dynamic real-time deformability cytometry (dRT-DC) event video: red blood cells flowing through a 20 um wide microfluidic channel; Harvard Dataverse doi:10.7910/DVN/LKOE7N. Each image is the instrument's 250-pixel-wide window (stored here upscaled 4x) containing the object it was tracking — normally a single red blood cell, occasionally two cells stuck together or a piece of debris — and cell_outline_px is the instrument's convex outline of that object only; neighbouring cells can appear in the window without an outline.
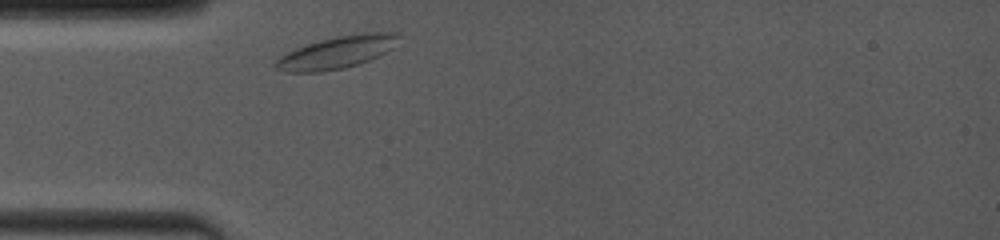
{"species": "common noctule bat (a hibernating species)", "species_latin": "Nyctalus noctula", "temperature_condition": "room temperature", "stored_images_in_passage": 17, "camera_frame_rate_fps": 4000, "um_per_image_px": 0.085, "animal": {"sex": "female", "body_mass_g": 19.0, "forearm_length_mm": 53.3}, "frame": {"image": 1, "passage_image": 1, "time_ms": 0.0, "image_size_px": [1000, 240], "cell_outline_px": [[400, 36], [392, 48], [368, 60], [344, 68], [320, 72], [288, 72], [276, 68], [272, 64], [280, 56], [296, 48], [320, 40], [336, 36], [368, 32], [396, 32]], "centroid_in_image_um": [28.61, 4.44], "position_along_channel_um": 56.4, "area_um2": 22.83}}
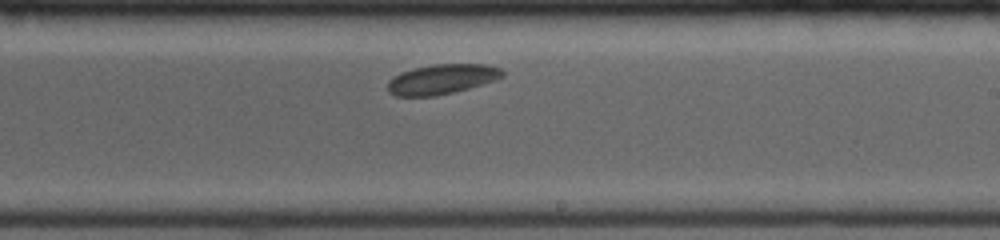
{"frame": {"image": 2, "passage_image": 11, "time_ms": 5.25, "image_size_px": [1000, 240], "cell_outline_px": [[504, 76], [496, 80], [468, 88], [436, 96], [396, 96], [388, 92], [388, 80], [392, 76], [400, 72], [412, 68], [432, 64], [488, 64], [500, 68], [504, 72]], "centroid_in_image_um": [37.53, 6.72], "position_along_channel_um": 251.5, "area_um2": 20.17}}
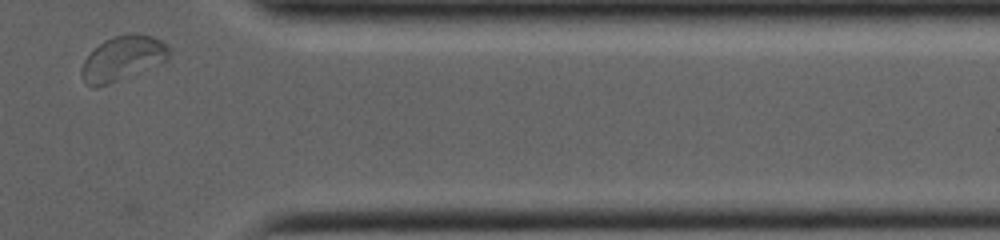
{"frame": {"image": 3, "passage_image": 17, "time_ms": 9.25, "image_size_px": [1000, 240], "cell_outline_px": [[168, 56], [164, 60], [108, 84], [96, 88], [92, 88], [84, 84], [80, 76], [80, 68], [84, 60], [104, 40], [112, 36], [128, 32], [132, 32], [152, 36], [160, 40], [168, 48]], "centroid_in_image_um": [10.32, 4.95], "position_along_channel_um": 401.1, "area_um2": 22.31}, "authors_computed_cell_mechanics": {"area_um2": 20.1144, "velocity_mm_per_s": 3.805, "shape_relaxation_time_tau1_ms": null, "shape_relaxation_time_tau2_ms": 6.2148, "deformation_change_tau1": null, "deformation_change_tau2": 0.0457}}